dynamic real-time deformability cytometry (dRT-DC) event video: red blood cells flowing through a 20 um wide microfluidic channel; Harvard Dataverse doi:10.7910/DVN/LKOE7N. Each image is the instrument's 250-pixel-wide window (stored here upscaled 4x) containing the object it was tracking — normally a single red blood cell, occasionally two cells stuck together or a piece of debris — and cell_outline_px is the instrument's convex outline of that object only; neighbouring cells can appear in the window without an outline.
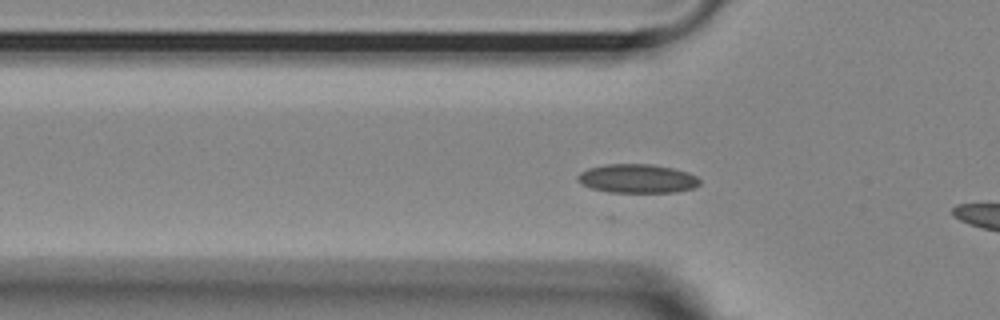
{"species": "Egyptian fruit bat (a non-hibernating species)", "species_latin": "Rousettus aegyptiacus", "temperature_condition": "room temperature", "stored_images_in_passage": 10, "camera_frame_rate_fps": 3000, "um_per_image_px": 0.085, "animal": {"sex": "female"}, "frame": {"image": 1, "passage_image": 8, "time_ms": 2.333, "image_size_px": [1000, 320], "cell_outline_px": [[700, 184], [696, 188], [676, 192], [608, 192], [592, 188], [580, 184], [576, 180], [576, 176], [580, 172], [588, 168], [604, 164], [652, 164], [672, 168], [688, 172], [696, 176], [700, 180]], "centroid_in_image_um": [54.16, 15.18], "position_along_channel_um": 71.6, "area_um2": 20.75}}